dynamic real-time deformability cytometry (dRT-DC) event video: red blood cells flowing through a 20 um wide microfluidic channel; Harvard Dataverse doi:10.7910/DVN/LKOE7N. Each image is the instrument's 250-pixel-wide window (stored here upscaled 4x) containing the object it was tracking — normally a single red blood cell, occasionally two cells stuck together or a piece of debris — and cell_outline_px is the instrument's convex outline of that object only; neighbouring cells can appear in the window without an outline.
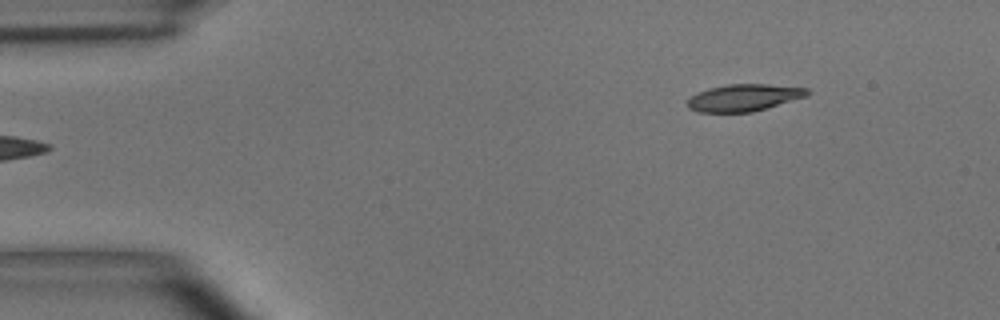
{"species": "common noctule bat (a hibernating species)", "species_latin": "Nyctalus noctula", "temperature_condition": "room temperature", "stored_images_in_passage": 4, "camera_frame_rate_fps": 3000, "um_per_image_px": 0.085, "animal": {"sex": "male", "body_mass_g": 15.6}, "frame": {"image": 1, "passage_image": 4, "time_ms": 3.667, "image_size_px": [1000, 320], "cell_outline_px": [[812, 92], [808, 96], [752, 112], [696, 112], [688, 108], [688, 100], [696, 92], [708, 88], [728, 84], [768, 84], [808, 88]], "centroid_in_image_um": [63.25, 8.29], "position_along_channel_um": 21.8, "area_um2": 18.96}}